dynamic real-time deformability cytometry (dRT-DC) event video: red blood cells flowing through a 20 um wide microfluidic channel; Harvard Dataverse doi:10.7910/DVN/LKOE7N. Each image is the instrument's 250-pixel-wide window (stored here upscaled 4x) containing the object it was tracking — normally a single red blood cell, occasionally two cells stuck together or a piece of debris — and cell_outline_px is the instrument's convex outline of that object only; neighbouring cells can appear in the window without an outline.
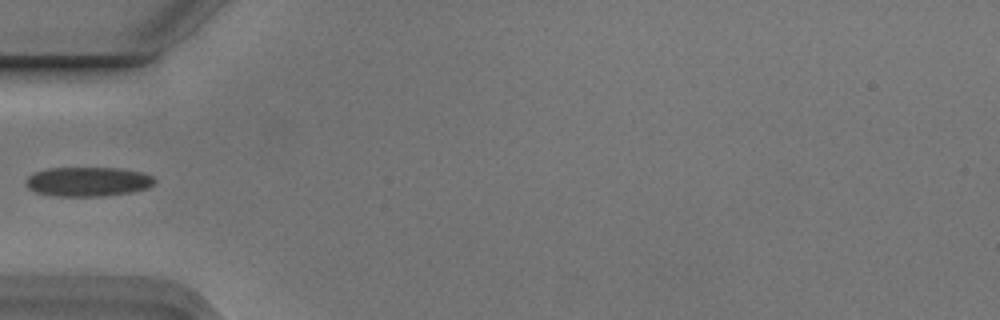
{"species": "Egyptian fruit bat (a non-hibernating species)", "species_latin": "Rousettus aegyptiacus", "temperature_condition": "cold", "stored_images_in_passage": 4, "camera_frame_rate_fps": 3000, "um_per_image_px": 0.085, "animal": {"sex": "male"}, "frame": {"image": 1, "passage_image": 4, "time_ms": 1.0, "image_size_px": [1000, 320], "cell_outline_px": [[156, 180], [148, 188], [132, 192], [104, 196], [52, 196], [36, 192], [28, 188], [24, 180], [28, 176], [36, 172], [48, 168], [120, 168], [140, 172], [152, 176]], "centroid_in_image_um": [7.45, 15.44], "position_along_channel_um": 77.5, "area_um2": 22.08}}